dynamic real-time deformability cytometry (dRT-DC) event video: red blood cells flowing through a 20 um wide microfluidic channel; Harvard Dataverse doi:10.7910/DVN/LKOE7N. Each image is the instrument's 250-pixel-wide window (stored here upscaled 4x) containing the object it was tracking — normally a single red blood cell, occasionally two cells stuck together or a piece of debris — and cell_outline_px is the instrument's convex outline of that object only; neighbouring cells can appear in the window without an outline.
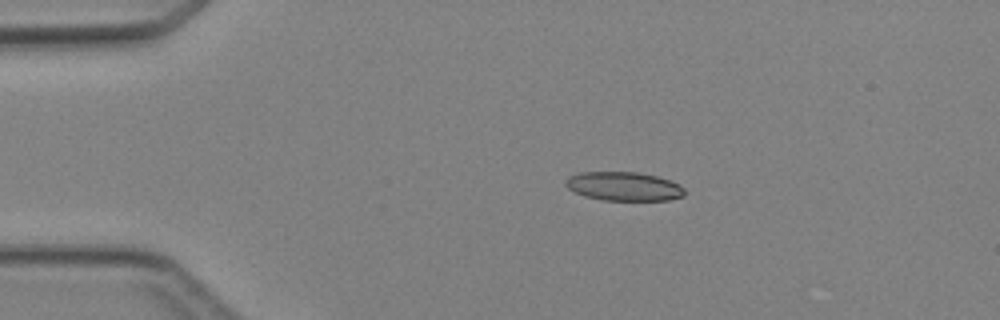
{"species": "Egyptian fruit bat (a non-hibernating species)", "species_latin": "Rousettus aegyptiacus", "temperature_condition": "cold", "stored_images_in_passage": 2, "camera_frame_rate_fps": 3000, "um_per_image_px": 0.085, "animal": {"sex": "female"}, "frame": {"image": 1, "passage_image": 1, "time_ms": 0.0, "image_size_px": [1000, 320], "cell_outline_px": [[684, 196], [668, 200], [604, 200], [584, 196], [568, 188], [564, 184], [564, 180], [568, 176], [580, 172], [640, 172], [656, 176], [680, 184], [684, 188]], "centroid_in_image_um": [53.01, 15.83], "position_along_channel_um": 32.0, "area_um2": 20.06}}